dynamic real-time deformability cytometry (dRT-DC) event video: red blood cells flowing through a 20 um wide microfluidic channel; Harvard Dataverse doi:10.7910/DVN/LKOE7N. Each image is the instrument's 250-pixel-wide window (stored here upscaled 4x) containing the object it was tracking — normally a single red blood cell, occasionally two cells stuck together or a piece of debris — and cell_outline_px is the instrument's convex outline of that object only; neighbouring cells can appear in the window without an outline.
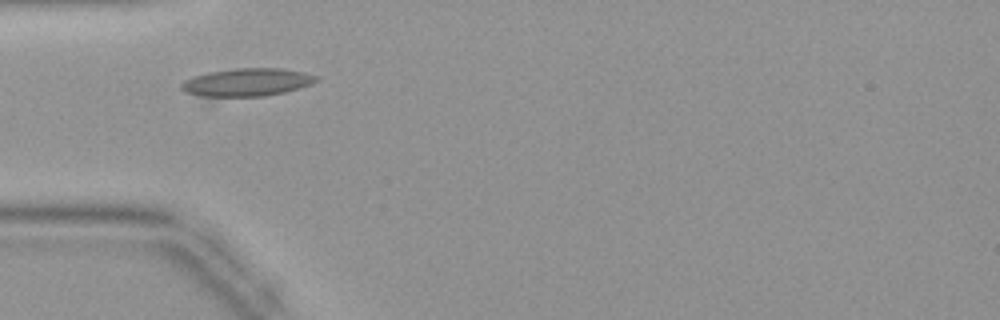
{"species": "common noctule bat (a hibernating species)", "species_latin": "Nyctalus noctula", "temperature_condition": "warm", "stored_images_in_passage": 32, "camera_frame_rate_fps": 3000, "um_per_image_px": 0.085, "animal": {"sex": "female", "body_mass_g": 19.9}, "frame": {"image": 1, "passage_image": 1, "time_ms": 0.0, "image_size_px": [1000, 320], "cell_outline_px": [[320, 80], [300, 88], [284, 92], [264, 96], [196, 96], [184, 92], [180, 88], [180, 84], [184, 80], [208, 72], [236, 68], [280, 68], [304, 72], [316, 76]], "centroid_in_image_um": [20.98, 6.99], "position_along_channel_um": 64.0, "area_um2": 21.91}}
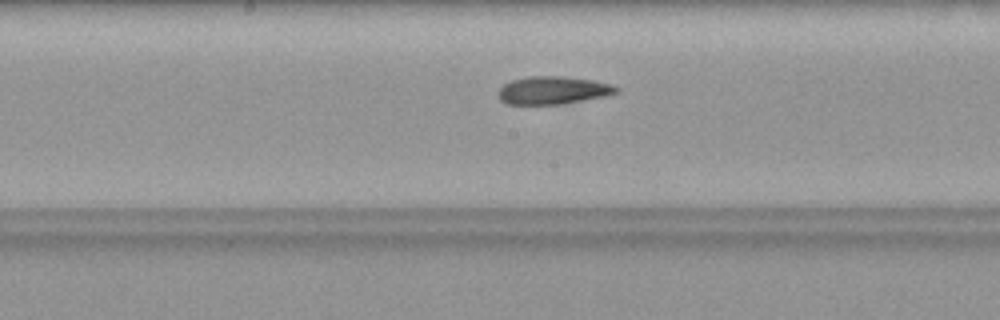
{"frame": {"image": 2, "passage_image": 10, "time_ms": 3.0, "image_size_px": [1000, 320], "cell_outline_px": [[620, 92], [604, 96], [564, 104], [504, 104], [496, 96], [496, 92], [504, 84], [512, 80], [528, 76], [560, 76], [592, 80], [612, 84], [620, 88]], "centroid_in_image_um": [46.98, 7.68], "position_along_channel_um": 201.2, "area_um2": 19.36}}
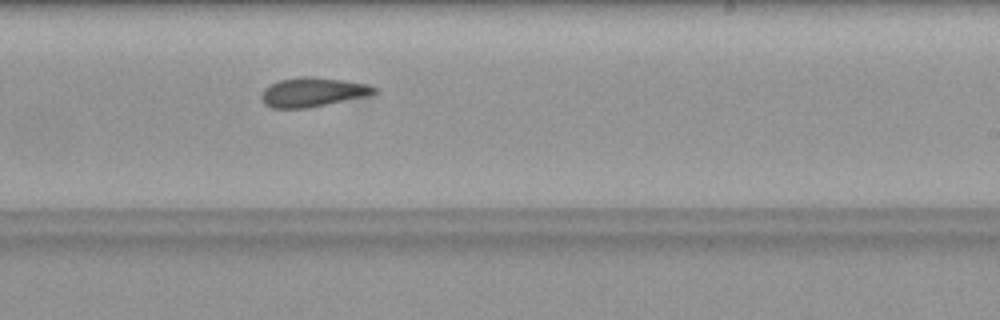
{"frame": {"image": 3, "passage_image": 14, "time_ms": 4.333, "image_size_px": [1000, 320], "cell_outline_px": [[376, 92], [372, 96], [308, 108], [272, 108], [264, 104], [260, 96], [264, 88], [280, 80], [300, 76], [308, 76], [340, 80], [368, 84], [376, 88]], "centroid_in_image_um": [26.6, 7.85], "position_along_channel_um": 262.4, "area_um2": 19.36}}